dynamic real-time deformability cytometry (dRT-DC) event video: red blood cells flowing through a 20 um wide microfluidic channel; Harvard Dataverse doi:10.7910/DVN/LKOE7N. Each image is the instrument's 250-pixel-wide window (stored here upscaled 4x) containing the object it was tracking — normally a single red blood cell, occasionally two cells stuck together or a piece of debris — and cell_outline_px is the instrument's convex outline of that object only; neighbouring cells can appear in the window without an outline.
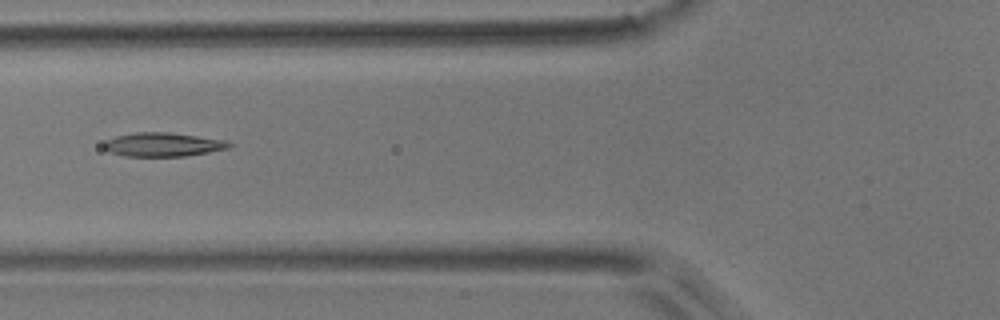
{"species": "common noctule bat (a hibernating species)", "species_latin": "Nyctalus noctula", "temperature_condition": "room temperature", "stored_images_in_passage": 6, "camera_frame_rate_fps": 3000, "um_per_image_px": 0.085, "animal": {"sex": "male", "body_mass_g": 17.9}, "frame": {"image": 1, "passage_image": 6, "time_ms": 1.667, "image_size_px": [1000, 320], "cell_outline_px": [[232, 144], [228, 148], [208, 152], [184, 156], [124, 156], [108, 152], [104, 148], [104, 144], [108, 140], [116, 136], [136, 132], [168, 132], [228, 140]], "centroid_in_image_um": [13.86, 12.28], "position_along_channel_um": 111.9, "area_um2": 17.34}}